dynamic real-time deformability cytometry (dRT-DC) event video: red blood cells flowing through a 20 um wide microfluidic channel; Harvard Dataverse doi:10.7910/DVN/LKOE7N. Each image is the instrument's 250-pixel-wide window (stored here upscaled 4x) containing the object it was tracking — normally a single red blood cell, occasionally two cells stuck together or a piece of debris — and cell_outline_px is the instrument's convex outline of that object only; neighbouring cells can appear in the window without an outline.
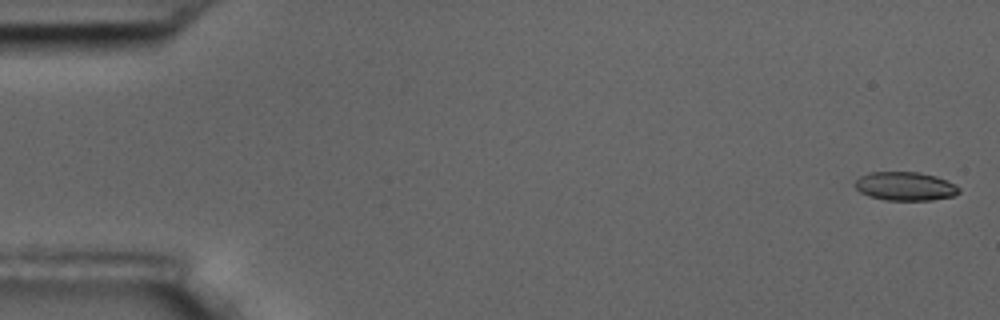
{"species": "common noctule bat (a hibernating species)", "species_latin": "Nyctalus noctula", "temperature_condition": "room temperature", "stored_images_in_passage": 5, "camera_frame_rate_fps": 3000, "um_per_image_px": 0.085, "animal": {"sex": "male", "body_mass_g": 17.5, "forearm_length_mm": 52.3}, "frame": {"image": 1, "passage_image": 1, "time_ms": 0.0, "image_size_px": [1000, 320], "cell_outline_px": [[960, 192], [956, 196], [932, 200], [884, 200], [868, 196], [860, 192], [852, 184], [860, 176], [868, 172], [916, 172], [936, 176], [960, 188]], "centroid_in_image_um": [76.9, 15.84], "position_along_channel_um": 8.1, "area_um2": 17.46}}
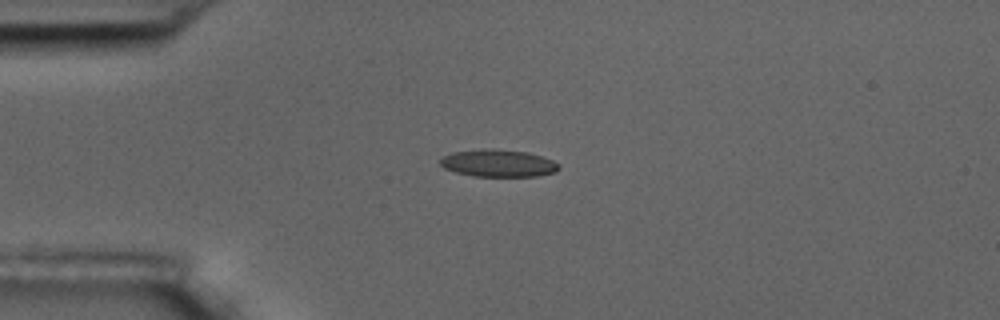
{"frame": {"image": 2, "passage_image": 4, "time_ms": 4.333, "image_size_px": [1000, 320], "cell_outline_px": [[560, 168], [556, 172], [540, 176], [472, 176], [456, 172], [444, 168], [440, 164], [440, 160], [444, 156], [452, 152], [484, 148], [492, 148], [528, 152], [552, 160], [560, 164]], "centroid_in_image_um": [42.37, 13.87], "position_along_channel_um": 42.6, "area_um2": 19.02}}